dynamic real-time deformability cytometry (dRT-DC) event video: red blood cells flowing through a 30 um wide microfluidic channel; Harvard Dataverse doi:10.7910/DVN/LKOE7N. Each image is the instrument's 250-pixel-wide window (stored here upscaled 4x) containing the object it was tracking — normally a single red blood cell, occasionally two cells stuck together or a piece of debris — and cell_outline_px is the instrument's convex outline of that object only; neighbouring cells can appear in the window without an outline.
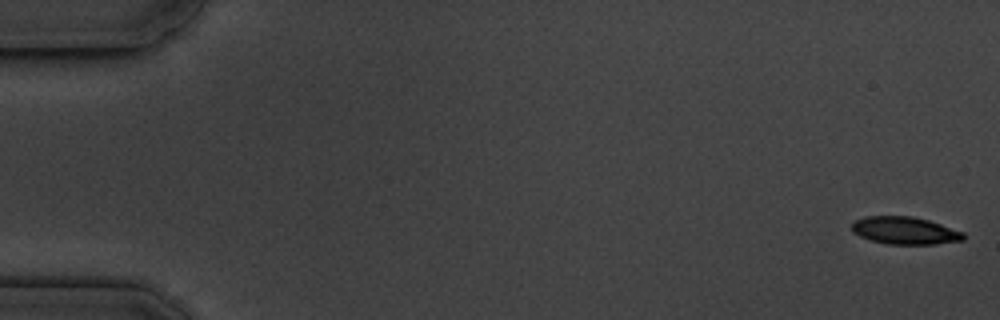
{"species": "common noctule bat (a hibernating species)", "species_latin": "Nyctalus noctula", "temperature_condition": "cold", "stored_images_in_passage": 55, "camera_frame_rate_fps": 3000, "um_per_image_px": 0.085, "animal": {"sex": "male", "body_mass_g": 19.5, "forearm_length_mm": 54.6}, "frame": {"image": 1, "passage_image": 1, "time_ms": 0.0, "image_size_px": [1000, 320], "cell_outline_px": [[964, 240], [936, 244], [888, 244], [872, 240], [860, 236], [852, 232], [852, 224], [856, 220], [864, 216], [912, 216], [928, 220], [964, 232]], "centroid_in_image_um": [76.91, 19.59], "position_along_channel_um": 8.1, "area_um2": 17.8}}
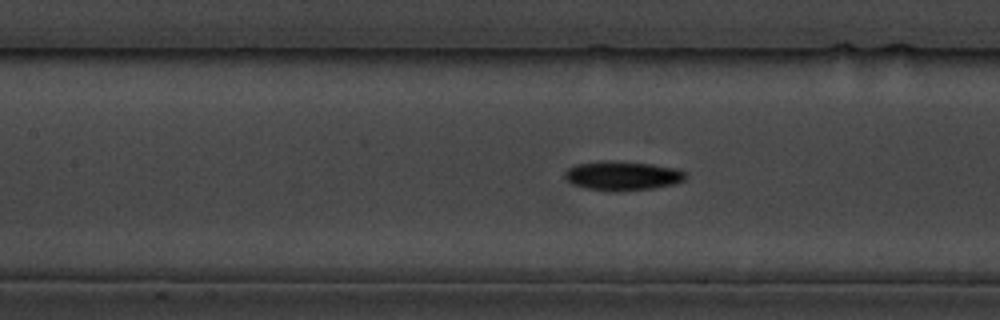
{"frame": {"image": 2, "passage_image": 25, "time_ms": 8.0, "image_size_px": [1000, 320], "cell_outline_px": [[688, 176], [684, 180], [672, 184], [656, 188], [616, 192], [612, 192], [588, 188], [572, 184], [564, 176], [564, 172], [568, 168], [576, 164], [604, 160], [612, 160], [652, 164], [676, 168], [688, 172]], "centroid_in_image_um": [52.94, 14.93], "position_along_channel_um": 154.5, "area_um2": 20.87}}
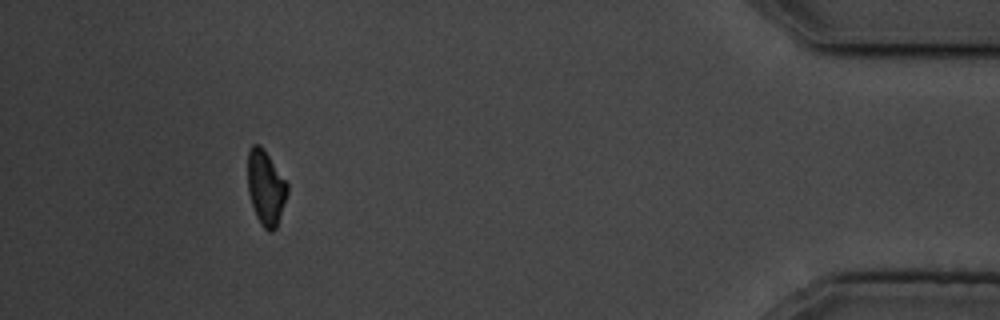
{"frame": {"image": 3, "passage_image": 51, "time_ms": 16.667, "image_size_px": [1000, 320], "cell_outline_px": [[288, 192], [276, 228], [272, 232], [268, 232], [260, 224], [256, 216], [248, 192], [248, 152], [252, 144], [260, 144], [264, 148], [288, 184]], "centroid_in_image_um": [22.59, 15.95], "position_along_channel_um": 412.6, "area_um2": 17.28}, "authors_computed_cell_mechanics": {"area_um2": 18.9006, "velocity_mm_per_s": 3.6373, "shape_relaxation_time_tau1_ms": 3.0235, "shape_relaxation_time_tau2_ms": null, "deformation_change_tau1": 0.1125, "deformation_change_tau2": null}}